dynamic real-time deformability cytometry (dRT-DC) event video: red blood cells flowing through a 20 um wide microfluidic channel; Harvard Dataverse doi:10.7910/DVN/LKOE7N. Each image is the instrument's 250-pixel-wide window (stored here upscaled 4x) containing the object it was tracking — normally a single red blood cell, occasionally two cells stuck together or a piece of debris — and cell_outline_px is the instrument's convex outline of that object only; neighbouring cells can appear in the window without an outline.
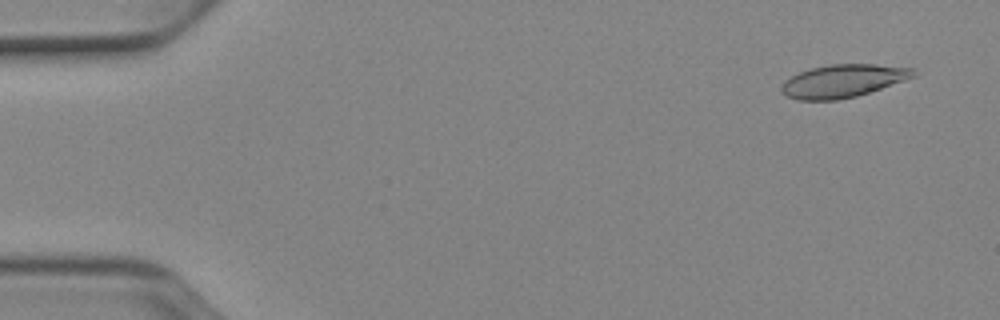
{"species": "Egyptian fruit bat (a non-hibernating species)", "species_latin": "Rousettus aegyptiacus", "temperature_condition": "cold", "stored_images_in_passage": 51, "camera_frame_rate_fps": 3000, "um_per_image_px": 0.085, "animal": {"sex": "female"}, "frame": {"image": 1, "passage_image": 3, "time_ms": 0.667, "image_size_px": [1000, 320], "cell_outline_px": [[916, 76], [856, 96], [836, 100], [796, 100], [788, 96], [780, 88], [784, 80], [800, 72], [812, 68], [828, 64], [876, 64], [912, 68], [916, 72]], "centroid_in_image_um": [71.64, 6.87], "position_along_channel_um": 13.4, "area_um2": 25.03}}
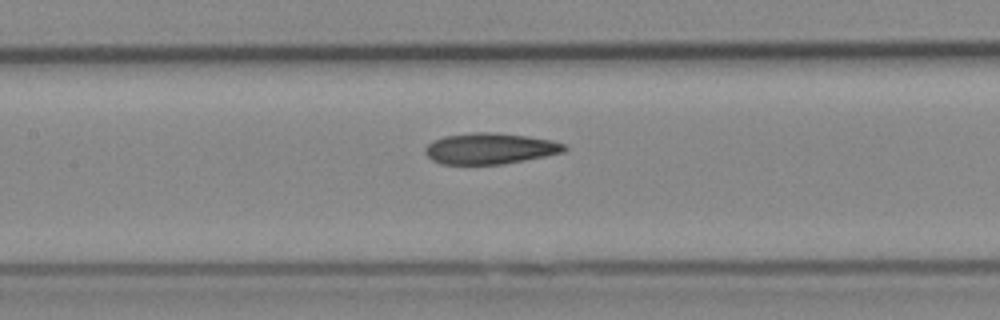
{"frame": {"image": 2, "passage_image": 24, "time_ms": 7.667, "image_size_px": [1000, 320], "cell_outline_px": [[568, 148], [564, 152], [504, 164], [440, 164], [432, 160], [424, 152], [424, 148], [432, 140], [444, 136], [476, 132], [492, 132], [528, 136], [552, 140], [564, 144]], "centroid_in_image_um": [41.63, 12.62], "position_along_channel_um": 165.8, "area_um2": 25.2}}
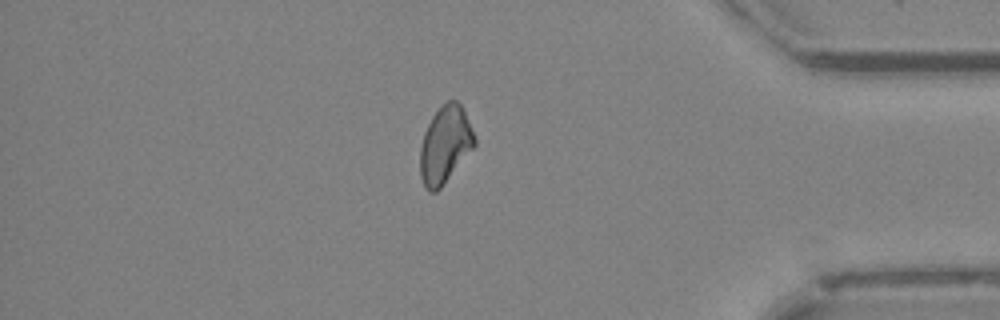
{"frame": {"image": 3, "passage_image": 44, "time_ms": 14.333, "image_size_px": [1000, 320], "cell_outline_px": [[476, 144], [440, 188], [436, 192], [428, 192], [420, 176], [420, 148], [424, 132], [432, 116], [448, 100], [456, 100], [464, 108], [476, 140]], "centroid_in_image_um": [37.82, 12.3], "position_along_channel_um": 397.4, "area_um2": 24.16}, "authors_computed_cell_mechanics": {"area_um2": 25.0274, "velocity_mm_per_s": 3.9117, "shape_relaxation_time_tau1_ms": null, "shape_relaxation_time_tau2_ms": 5.6241, "deformation_change_tau1": null, "deformation_change_tau2": 0.1324}}